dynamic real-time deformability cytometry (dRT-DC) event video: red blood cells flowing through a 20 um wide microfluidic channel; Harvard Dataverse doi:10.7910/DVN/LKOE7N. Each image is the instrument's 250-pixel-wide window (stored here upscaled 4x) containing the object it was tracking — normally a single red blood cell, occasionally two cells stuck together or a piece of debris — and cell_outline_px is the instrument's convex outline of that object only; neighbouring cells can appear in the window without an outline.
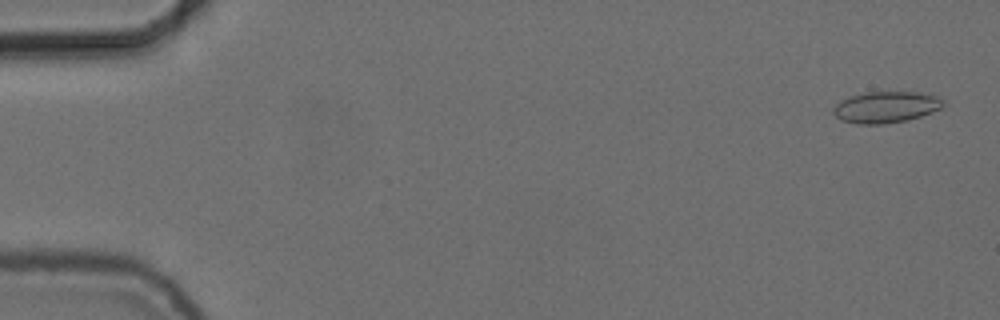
{"species": "common noctule bat (a hibernating species)", "species_latin": "Nyctalus noctula", "temperature_condition": "cold", "stored_images_in_passage": 55, "camera_frame_rate_fps": 3000, "um_per_image_px": 0.085, "animal": {"sex": "female", "body_mass_g": 24.6, "forearm_length_mm": 56.2}, "frame": {"image": 1, "passage_image": 2, "time_ms": 0.333, "image_size_px": [1000, 320], "cell_outline_px": [[944, 104], [940, 108], [932, 112], [908, 120], [884, 124], [856, 124], [840, 120], [832, 112], [832, 108], [840, 100], [848, 96], [864, 92], [920, 92], [936, 96], [944, 100]], "centroid_in_image_um": [75.26, 9.1], "position_along_channel_um": 9.7, "area_um2": 20.29}}
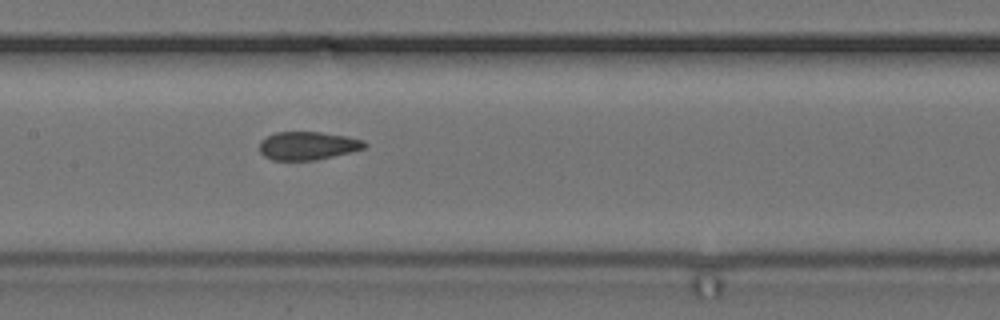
{"frame": {"image": 2, "passage_image": 27, "time_ms": 8.667, "image_size_px": [1000, 320], "cell_outline_px": [[368, 144], [364, 148], [316, 160], [272, 160], [264, 156], [260, 152], [260, 140], [276, 132], [320, 132], [348, 136], [364, 140]], "centroid_in_image_um": [26.15, 12.38], "position_along_channel_um": 181.3, "area_um2": 17.22}}
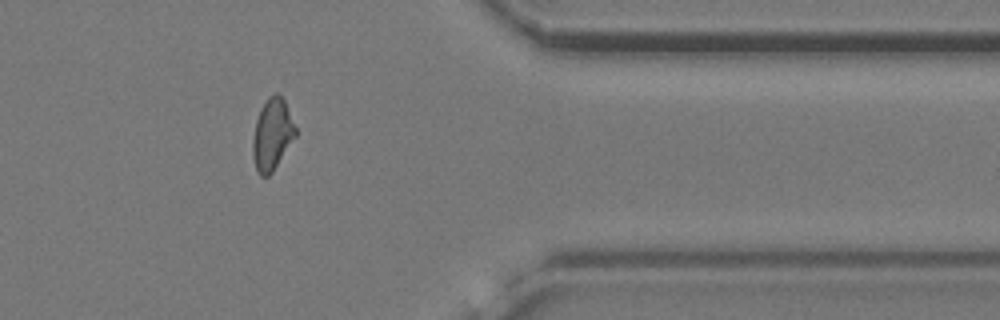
{"frame": {"image": 3, "passage_image": 45, "time_ms": 14.667, "image_size_px": [1000, 320], "cell_outline_px": [[296, 136], [272, 172], [268, 176], [260, 176], [256, 172], [252, 156], [252, 140], [256, 120], [260, 108], [268, 96], [276, 92], [284, 100], [296, 128]], "centroid_in_image_um": [23.11, 11.44], "position_along_channel_um": 388.3, "area_um2": 17.86}, "authors_computed_cell_mechanics": {"area_um2": 17.9758, "velocity_mm_per_s": 3.7334, "shape_relaxation_time_tau1_ms": null, "shape_relaxation_time_tau2_ms": 1.9377, "deformation_change_tau1": null, "deformation_change_tau2": 0.0711}}